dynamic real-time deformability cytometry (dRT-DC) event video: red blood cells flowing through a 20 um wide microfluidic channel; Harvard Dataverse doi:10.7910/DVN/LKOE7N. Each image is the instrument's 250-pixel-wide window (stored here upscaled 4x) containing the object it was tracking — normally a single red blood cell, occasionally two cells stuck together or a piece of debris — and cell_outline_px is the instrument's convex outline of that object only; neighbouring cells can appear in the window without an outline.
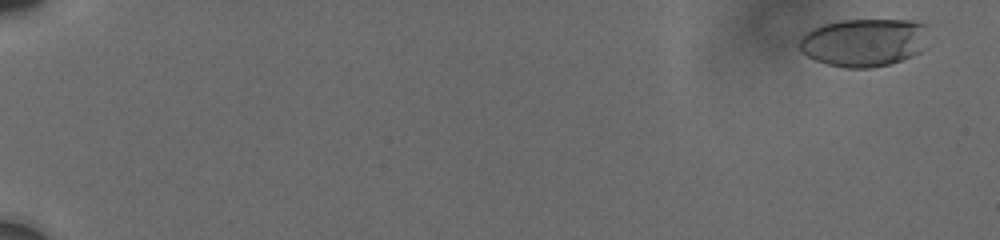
{"species": "human", "species_latin": "Homo sapiens", "temperature_condition": "cold", "stored_images_in_passage": 13, "camera_frame_rate_fps": 3000, "um_per_image_px": 0.085, "donor": {"sex": "male"}, "frame": {"image": 1, "passage_image": 1, "time_ms": 0.0, "image_size_px": [1000, 240], "cell_outline_px": [[928, 48], [912, 56], [888, 64], [868, 68], [844, 68], [828, 64], [816, 60], [800, 52], [796, 44], [800, 36], [804, 32], [812, 28], [824, 24], [840, 20], [912, 20], [928, 24]], "centroid_in_image_um": [73.46, 3.59], "position_along_channel_um": 11.5, "area_um2": 36.99}}
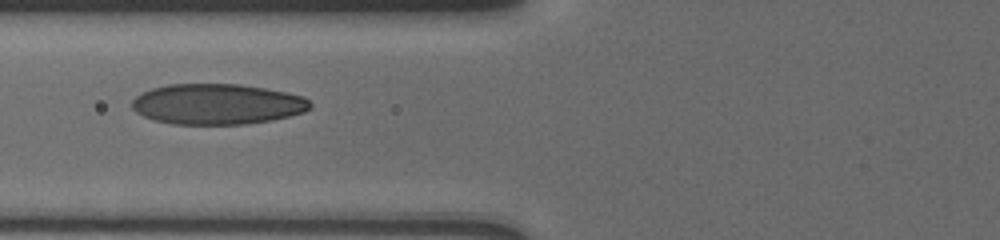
{"frame": {"image": 2, "passage_image": 10, "time_ms": 8.0, "image_size_px": [1000, 240], "cell_outline_px": [[312, 108], [304, 112], [272, 120], [244, 124], [172, 124], [156, 120], [144, 116], [136, 112], [132, 108], [132, 100], [136, 96], [152, 88], [168, 84], [240, 84], [288, 92], [304, 96], [312, 104]], "centroid_in_image_um": [18.49, 8.84], "position_along_channel_um": 107.3, "area_um2": 42.19}}
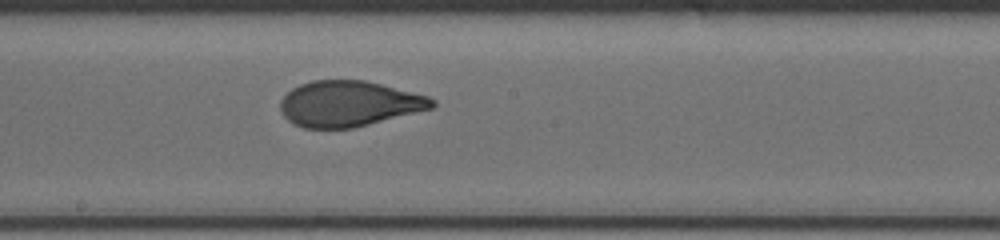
{"frame": {"image": 3, "passage_image": 13, "time_ms": 11.0, "image_size_px": [1000, 240], "cell_outline_px": [[436, 104], [432, 108], [352, 128], [304, 128], [288, 120], [284, 116], [280, 108], [280, 100], [292, 88], [300, 84], [312, 80], [364, 80], [428, 96], [436, 100]], "centroid_in_image_um": [29.64, 8.81], "position_along_channel_um": 218.6, "area_um2": 40.0}}